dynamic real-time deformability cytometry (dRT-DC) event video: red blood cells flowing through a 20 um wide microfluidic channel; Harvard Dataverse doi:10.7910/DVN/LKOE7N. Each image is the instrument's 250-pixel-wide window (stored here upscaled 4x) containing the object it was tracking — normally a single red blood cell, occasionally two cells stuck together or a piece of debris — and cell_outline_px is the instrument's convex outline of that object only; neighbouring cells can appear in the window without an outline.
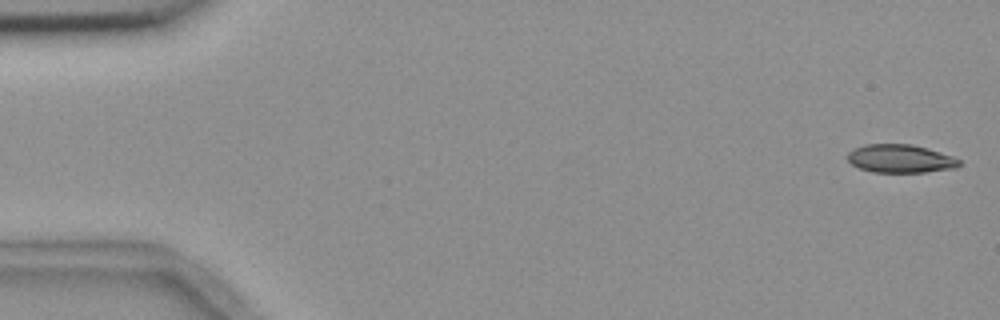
{"species": "common noctule bat (a hibernating species)", "species_latin": "Nyctalus noctula", "temperature_condition": "room temperature", "stored_images_in_passage": 6, "camera_frame_rate_fps": 3000, "um_per_image_px": 0.085, "animal": {"sex": "female", "body_mass_g": 18.4}, "frame": {"image": 1, "passage_image": 1, "time_ms": 0.0, "image_size_px": [1000, 320], "cell_outline_px": [[960, 164], [956, 168], [924, 172], [872, 172], [860, 168], [852, 164], [848, 160], [848, 152], [852, 148], [864, 144], [912, 144], [928, 148], [952, 156], [960, 160]], "centroid_in_image_um": [76.51, 13.47], "position_along_channel_um": 8.5, "area_um2": 18.44}}